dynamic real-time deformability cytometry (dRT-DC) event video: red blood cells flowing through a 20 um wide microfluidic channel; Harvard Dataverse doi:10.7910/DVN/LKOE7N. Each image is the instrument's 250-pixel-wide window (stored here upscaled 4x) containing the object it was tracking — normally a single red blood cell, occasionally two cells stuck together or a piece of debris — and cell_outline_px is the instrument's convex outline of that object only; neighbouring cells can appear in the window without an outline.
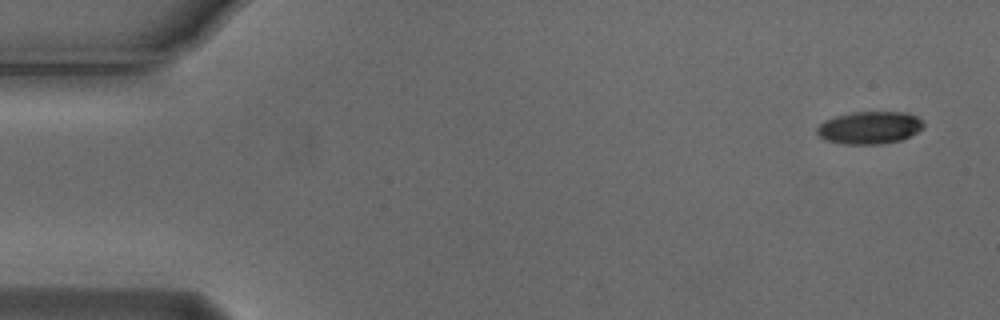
{"species": "Egyptian fruit bat (a non-hibernating species)", "species_latin": "Rousettus aegyptiacus", "temperature_condition": "cold", "stored_images_in_passage": 7, "camera_frame_rate_fps": 3000, "um_per_image_px": 0.085, "animal": {"sex": "male"}, "frame": {"image": 1, "passage_image": 1, "time_ms": 0.0, "image_size_px": [1000, 320], "cell_outline_px": [[924, 124], [916, 132], [900, 140], [880, 144], [844, 144], [824, 140], [816, 132], [816, 128], [824, 120], [836, 116], [852, 112], [908, 112], [916, 116]], "centroid_in_image_um": [73.86, 10.85], "position_along_channel_um": 11.1, "area_um2": 20.06}}
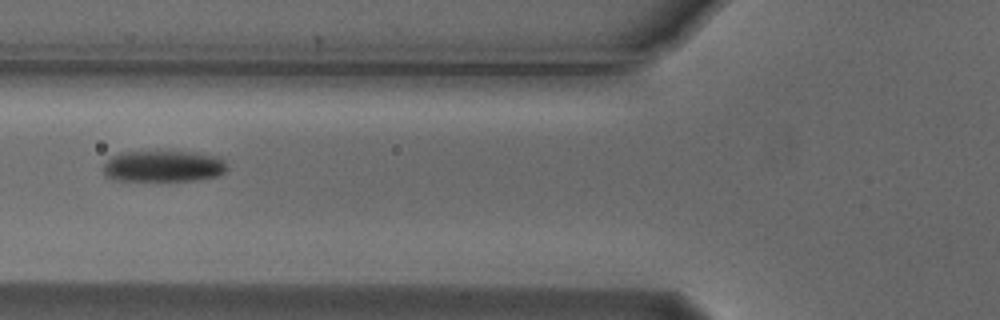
{"frame": {"image": 2, "passage_image": 6, "time_ms": 1.667, "image_size_px": [1000, 320], "cell_outline_px": [[228, 168], [224, 172], [216, 176], [192, 180], [112, 180], [104, 176], [104, 164], [112, 156], [120, 152], [168, 148], [196, 152], [220, 156], [224, 160]], "centroid_in_image_um": [13.88, 14.06], "position_along_channel_um": 111.9, "area_um2": 23.64}}
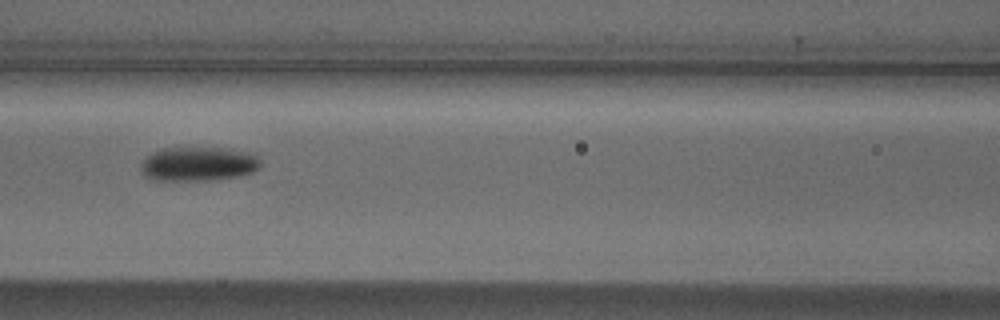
{"frame": {"image": 3, "passage_image": 7, "time_ms": 2.0, "image_size_px": [1000, 320], "cell_outline_px": [[260, 168], [252, 172], [236, 176], [216, 180], [156, 180], [144, 176], [140, 172], [140, 164], [144, 156], [160, 148], [232, 148], [256, 152], [260, 160]], "centroid_in_image_um": [16.86, 13.92], "position_along_channel_um": 149.7, "area_um2": 24.45}}